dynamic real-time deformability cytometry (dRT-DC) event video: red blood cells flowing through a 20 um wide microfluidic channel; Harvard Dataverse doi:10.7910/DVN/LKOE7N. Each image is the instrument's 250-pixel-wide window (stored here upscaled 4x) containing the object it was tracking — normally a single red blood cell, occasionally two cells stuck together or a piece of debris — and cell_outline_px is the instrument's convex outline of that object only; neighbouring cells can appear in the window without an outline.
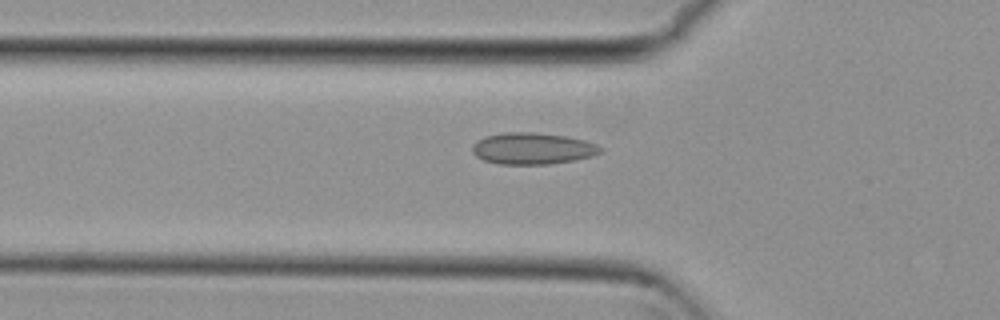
{"species": "common noctule bat (a hibernating species)", "species_latin": "Nyctalus noctula", "temperature_condition": "cold", "stored_images_in_passage": 41, "camera_frame_rate_fps": 3000, "um_per_image_px": 0.085, "animal": {"sex": "female", "body_mass_g": 29.2, "forearm_length_mm": 56.3}, "frame": {"image": 1, "passage_image": 5, "time_ms": 1.333, "image_size_px": [1000, 320], "cell_outline_px": [[604, 148], [600, 152], [592, 156], [572, 160], [548, 164], [500, 164], [484, 160], [476, 156], [472, 152], [472, 144], [488, 136], [504, 132], [532, 132], [564, 136], [584, 140], [596, 144]], "centroid_in_image_um": [45.26, 12.62], "position_along_channel_um": 80.5, "area_um2": 23.29}}
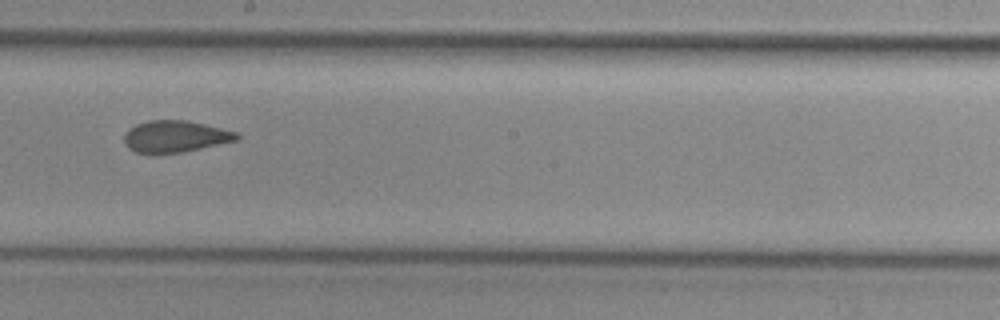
{"frame": {"image": 2, "passage_image": 17, "time_ms": 5.333, "image_size_px": [1000, 320], "cell_outline_px": [[240, 140], [180, 152], [136, 152], [124, 140], [124, 136], [128, 128], [136, 124], [148, 120], [188, 120], [240, 132]], "centroid_in_image_um": [14.98, 11.56], "position_along_channel_um": 233.2, "area_um2": 20.58}}
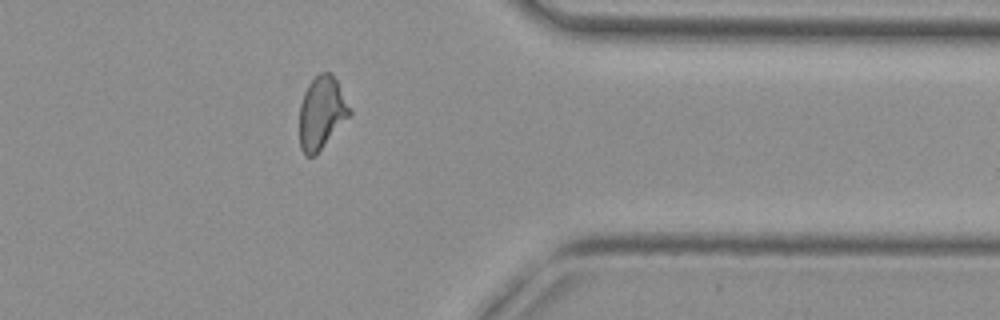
{"frame": {"image": 3, "passage_image": 30, "time_ms": 9.667, "image_size_px": [1000, 320], "cell_outline_px": [[352, 116], [316, 156], [304, 156], [300, 148], [300, 104], [304, 92], [308, 84], [320, 72], [332, 72], [352, 112]], "centroid_in_image_um": [27.35, 9.64], "position_along_channel_um": 384.0, "area_um2": 21.62}, "authors_computed_cell_mechanics": {"area_um2": 21.2704, "velocity_mm_per_s": 3.8085, "shape_relaxation_time_tau1_ms": null, "shape_relaxation_time_tau2_ms": 2.2204, "deformation_change_tau1": null, "deformation_change_tau2": 0.061}}